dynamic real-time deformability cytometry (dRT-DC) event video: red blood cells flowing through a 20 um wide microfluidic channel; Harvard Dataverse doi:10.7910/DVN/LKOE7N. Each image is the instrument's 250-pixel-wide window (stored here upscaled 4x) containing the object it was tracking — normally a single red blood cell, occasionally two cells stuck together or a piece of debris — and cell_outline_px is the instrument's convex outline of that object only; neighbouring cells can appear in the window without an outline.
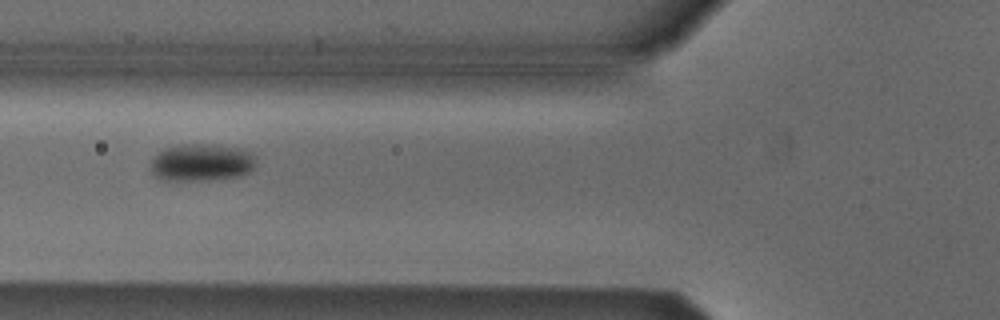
{"species": "Egyptian fruit bat (a non-hibernating species)", "species_latin": "Rousettus aegyptiacus", "temperature_condition": "cold", "stored_images_in_passage": 4, "camera_frame_rate_fps": 3000, "um_per_image_px": 0.085, "animal": {"sex": "male"}, "frame": {"image": 1, "passage_image": 2, "time_ms": 1.333, "image_size_px": [1000, 320], "cell_outline_px": [[256, 164], [248, 172], [236, 176], [200, 180], [164, 180], [156, 176], [148, 168], [152, 156], [156, 152], [164, 148], [180, 144], [204, 144], [240, 148], [252, 152], [256, 156]], "centroid_in_image_um": [17.07, 13.79], "position_along_channel_um": 108.7, "area_um2": 23.06}}
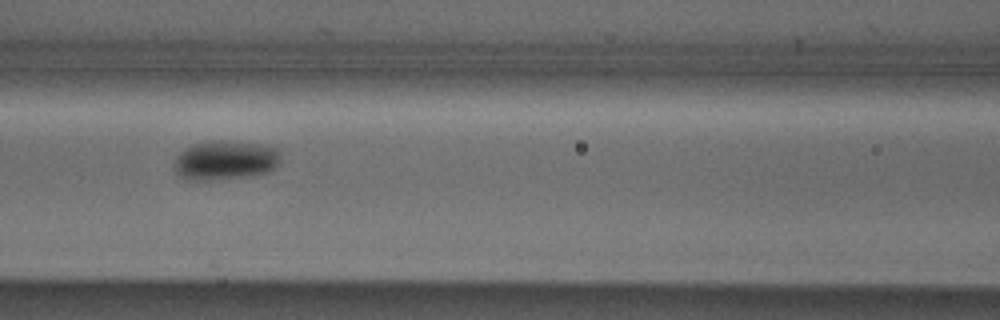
{"frame": {"image": 2, "passage_image": 3, "time_ms": 2.333, "image_size_px": [1000, 320], "cell_outline_px": [[280, 160], [268, 172], [252, 176], [208, 180], [188, 180], [180, 176], [176, 172], [172, 164], [176, 156], [184, 148], [192, 144], [212, 140], [224, 140], [260, 144], [276, 148], [280, 152]], "centroid_in_image_um": [19.1, 13.61], "position_along_channel_um": 147.5, "area_um2": 24.62}}